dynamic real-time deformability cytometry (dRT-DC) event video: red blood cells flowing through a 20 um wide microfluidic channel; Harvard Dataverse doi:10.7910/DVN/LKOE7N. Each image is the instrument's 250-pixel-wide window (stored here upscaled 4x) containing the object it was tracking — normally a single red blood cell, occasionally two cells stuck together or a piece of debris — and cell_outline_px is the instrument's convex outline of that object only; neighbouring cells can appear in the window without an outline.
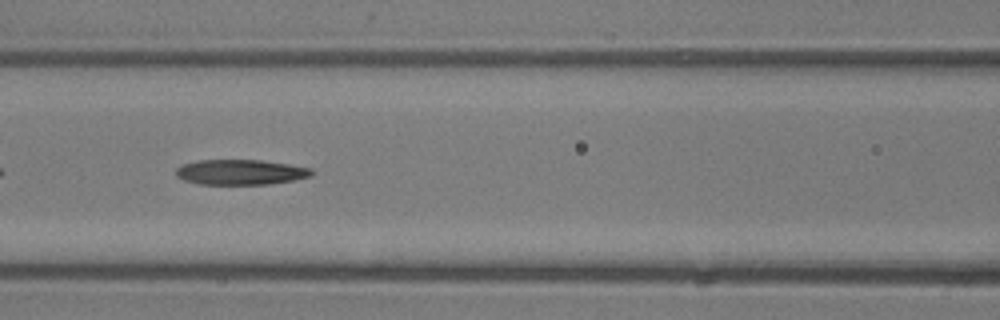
{"species": "common noctule bat (a hibernating species)", "species_latin": "Nyctalus noctula", "temperature_condition": "room temperature", "stored_images_in_passage": 47, "camera_frame_rate_fps": 3000, "um_per_image_px": 0.085, "animal": {"sex": "male", "body_mass_g": 13.3}, "frame": {"image": 1, "passage_image": 20, "time_ms": 6.333, "image_size_px": [1000, 320], "cell_outline_px": [[312, 176], [292, 180], [268, 184], [200, 184], [184, 180], [176, 176], [176, 168], [184, 164], [200, 160], [260, 160], [288, 164], [312, 168]], "centroid_in_image_um": [20.44, 14.63], "position_along_channel_um": 146.2, "area_um2": 19.77}}
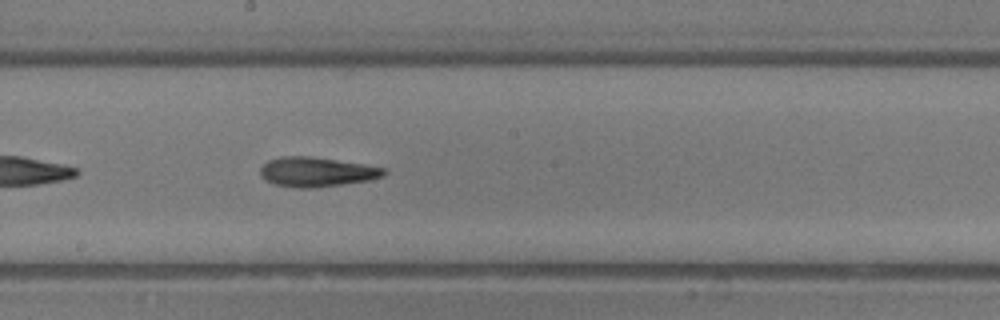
{"frame": {"image": 2, "passage_image": 25, "time_ms": 8.0, "image_size_px": [1000, 320], "cell_outline_px": [[388, 172], [384, 176], [368, 180], [312, 188], [296, 188], [276, 184], [264, 180], [260, 176], [260, 168], [268, 160], [280, 156], [312, 156], [364, 164], [384, 168]], "centroid_in_image_um": [26.89, 14.6], "position_along_channel_um": 221.3, "area_um2": 21.33}}
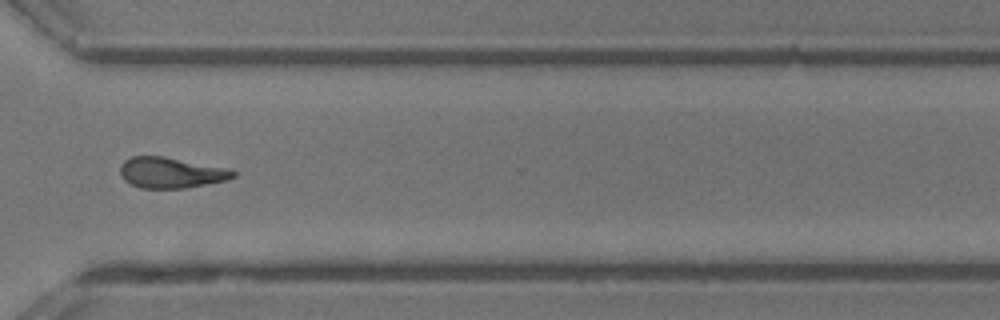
{"frame": {"image": 3, "passage_image": 34, "time_ms": 11.0, "image_size_px": [1000, 320], "cell_outline_px": [[236, 176], [228, 180], [184, 188], [140, 188], [124, 180], [120, 172], [120, 164], [124, 160], [132, 156], [164, 156], [228, 168], [236, 172]], "centroid_in_image_um": [14.54, 14.67], "position_along_channel_um": 356.1, "area_um2": 20.29}, "authors_computed_cell_mechanics": {"area_um2": 20.519, "velocity_mm_per_s": 4.5078, "shape_relaxation_time_tau1_ms": 7.0363, "shape_relaxation_time_tau2_ms": 3.229, "deformation_change_tau1": 0.248, "deformation_change_tau2": 0.1195}}